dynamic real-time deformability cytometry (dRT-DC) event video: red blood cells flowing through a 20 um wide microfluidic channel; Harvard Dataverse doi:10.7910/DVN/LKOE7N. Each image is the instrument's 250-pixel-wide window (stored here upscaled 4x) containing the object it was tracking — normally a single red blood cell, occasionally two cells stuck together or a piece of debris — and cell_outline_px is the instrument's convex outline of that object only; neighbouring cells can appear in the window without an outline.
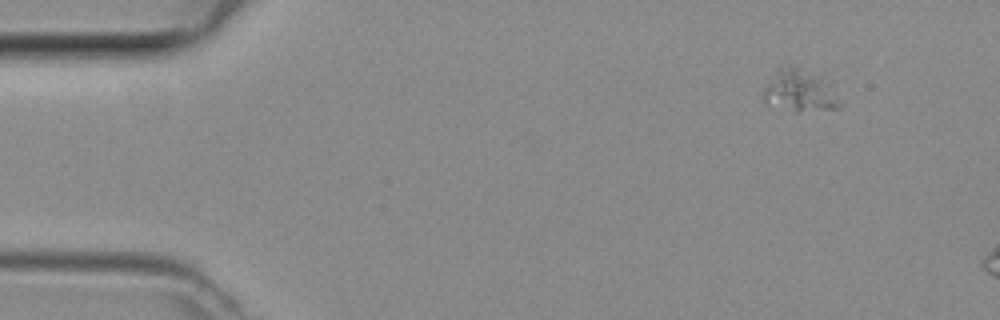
{"species": "common noctule bat (a hibernating species)", "species_latin": "Nyctalus noctula", "temperature_condition": "room temperature", "stored_images_in_passage": 3, "camera_frame_rate_fps": 3000, "um_per_image_px": 0.085, "animal": {"sex": "female", "body_mass_g": 29.2, "forearm_length_mm": 56.3}, "frame": {"image": 1, "passage_image": 1, "time_ms": 0.0, "image_size_px": [1000, 320], "cell_outline_px": [[840, 108], [796, 112], [764, 104], [764, 88], [776, 68], [792, 64], [828, 72], [836, 80], [840, 104]], "centroid_in_image_um": [68.13, 7.61], "position_along_channel_um": 16.9, "area_um2": 20.81}}